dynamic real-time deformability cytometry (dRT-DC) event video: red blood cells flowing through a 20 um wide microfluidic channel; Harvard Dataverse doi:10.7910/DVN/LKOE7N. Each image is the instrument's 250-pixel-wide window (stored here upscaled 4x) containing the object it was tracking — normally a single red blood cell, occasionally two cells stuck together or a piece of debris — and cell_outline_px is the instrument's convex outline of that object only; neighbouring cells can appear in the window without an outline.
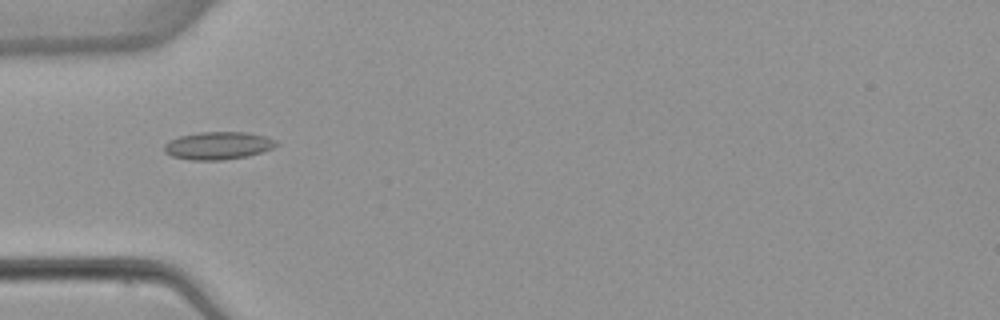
{"species": "common noctule bat (a hibernating species)", "species_latin": "Nyctalus noctula", "temperature_condition": "warm", "stored_images_in_passage": 2, "camera_frame_rate_fps": 3000, "um_per_image_px": 0.085, "animal": {"sex": "female", "body_mass_g": 22.7, "forearm_length_mm": 54.2}, "frame": {"image": 1, "passage_image": 1, "time_ms": 0.0, "image_size_px": [1000, 320], "cell_outline_px": [[280, 144], [272, 148], [248, 156], [220, 160], [192, 160], [172, 156], [164, 152], [164, 144], [168, 140], [180, 136], [200, 132], [248, 132], [264, 136], [276, 140]], "centroid_in_image_um": [18.53, 12.37], "position_along_channel_um": 66.5, "area_um2": 18.09}}
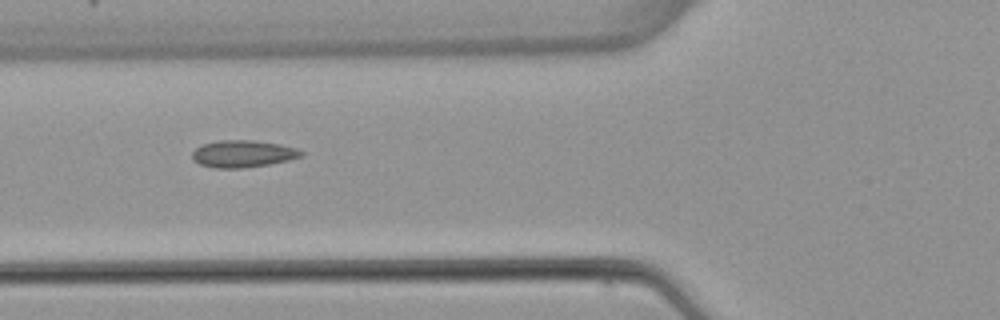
{"frame": {"image": 2, "passage_image": 2, "time_ms": 1.0, "image_size_px": [1000, 320], "cell_outline_px": [[304, 152], [300, 156], [288, 160], [268, 164], [240, 168], [216, 168], [200, 164], [192, 160], [192, 152], [200, 144], [220, 140], [252, 140], [280, 144], [296, 148]], "centroid_in_image_um": [20.6, 13.06], "position_along_channel_um": 105.2, "area_um2": 17.11}}